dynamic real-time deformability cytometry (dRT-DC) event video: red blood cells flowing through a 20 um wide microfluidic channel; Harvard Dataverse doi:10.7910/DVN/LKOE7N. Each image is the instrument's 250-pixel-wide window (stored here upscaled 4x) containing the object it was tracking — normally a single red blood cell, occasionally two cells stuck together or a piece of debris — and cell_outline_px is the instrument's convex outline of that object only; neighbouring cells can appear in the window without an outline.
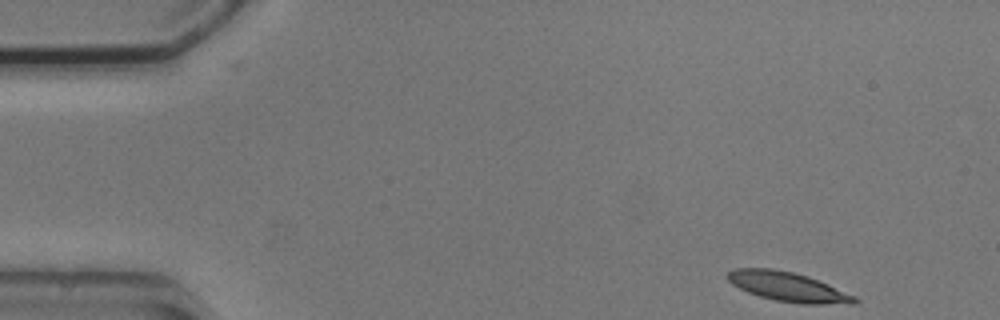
{"species": "common noctule bat (a hibernating species)", "species_latin": "Nyctalus noctula", "temperature_condition": "cold", "stored_images_in_passage": 4, "camera_frame_rate_fps": 3000, "um_per_image_px": 0.085, "animal": {"sex": "male", "body_mass_g": 20.5, "forearm_length_mm": 52.5}, "frame": {"image": 1, "passage_image": 1, "time_ms": 0.0, "image_size_px": [1000, 320], "cell_outline_px": [[860, 300], [856, 304], [800, 304], [776, 300], [760, 296], [748, 292], [732, 284], [724, 276], [732, 268], [772, 268], [792, 272], [808, 276], [828, 284], [856, 296]], "centroid_in_image_um": [66.99, 24.38], "position_along_channel_um": 18.0, "area_um2": 21.91}}
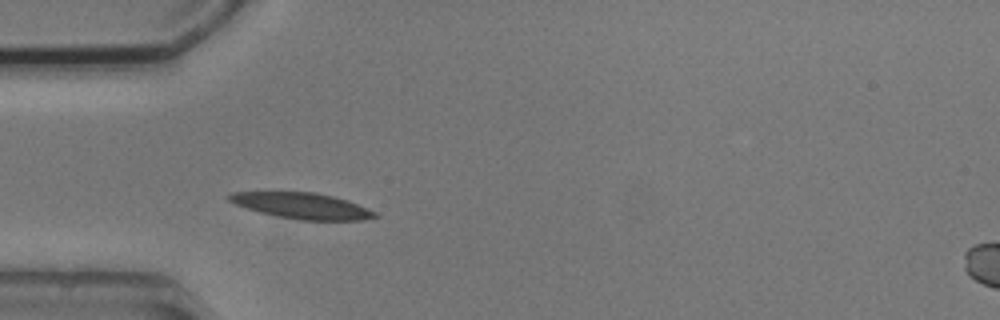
{"frame": {"image": 2, "passage_image": 4, "time_ms": 3.667, "image_size_px": [1000, 320], "cell_outline_px": [[380, 216], [364, 220], [300, 220], [260, 212], [236, 204], [228, 200], [224, 196], [232, 192], [316, 192], [336, 196], [348, 200], [368, 208], [376, 212]], "centroid_in_image_um": [25.72, 17.48], "position_along_channel_um": 59.3, "area_um2": 22.08}}